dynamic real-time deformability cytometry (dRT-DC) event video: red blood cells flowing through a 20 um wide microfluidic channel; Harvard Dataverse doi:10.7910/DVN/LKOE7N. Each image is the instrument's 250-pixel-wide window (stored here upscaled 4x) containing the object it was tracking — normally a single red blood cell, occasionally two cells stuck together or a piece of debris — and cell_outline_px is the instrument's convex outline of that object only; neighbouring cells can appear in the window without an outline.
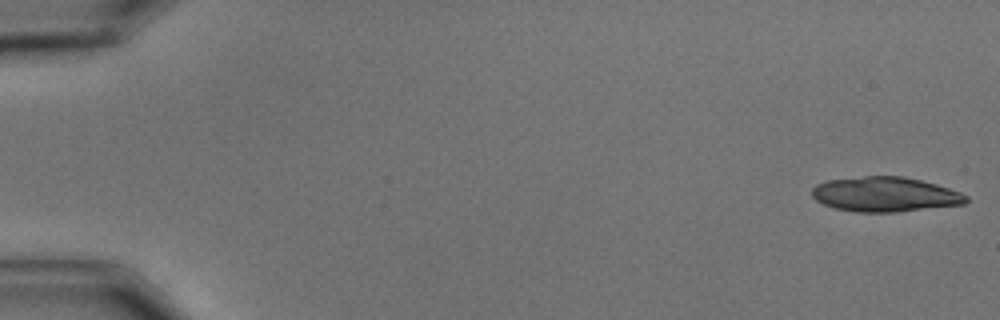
{"species": "common noctule bat (a hibernating species)", "species_latin": "Nyctalus noctula", "temperature_condition": "cold", "stored_images_in_passage": 21, "camera_frame_rate_fps": 3000, "um_per_image_px": 0.085, "animal": {"sex": "male", "body_mass_g": 15.6}, "frame": {"image": 1, "passage_image": 1, "time_ms": 0.0, "image_size_px": [1000, 320], "cell_outline_px": [[968, 200], [964, 204], [896, 212], [856, 212], [836, 208], [824, 204], [816, 200], [812, 196], [812, 188], [816, 184], [828, 180], [864, 176], [904, 176], [936, 184], [960, 192], [968, 196]], "centroid_in_image_um": [75.22, 16.52], "position_along_channel_um": 9.8, "area_um2": 31.15}}